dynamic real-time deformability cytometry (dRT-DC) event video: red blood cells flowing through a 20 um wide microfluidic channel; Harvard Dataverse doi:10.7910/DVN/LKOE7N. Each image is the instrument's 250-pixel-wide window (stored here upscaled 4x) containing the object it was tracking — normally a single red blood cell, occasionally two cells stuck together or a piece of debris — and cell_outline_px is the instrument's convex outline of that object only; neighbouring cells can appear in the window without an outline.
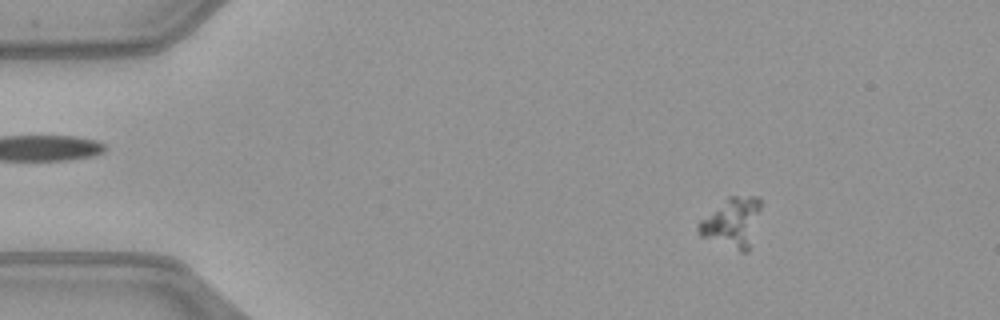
{"species": "common noctule bat (a hibernating species)", "species_latin": "Nyctalus noctula", "temperature_condition": "warm", "stored_images_in_passage": 53, "camera_frame_rate_fps": 3000, "um_per_image_px": 0.085, "animal": {"sex": "female", "body_mass_g": 21.9}, "frame": {"image": 1, "passage_image": 8, "time_ms": 2.333, "image_size_px": [1000, 320], "cell_outline_px": [[760, 208], [748, 252], [740, 252], [700, 236], [696, 232], [696, 224], [700, 220], [728, 196], [756, 196], [760, 200]], "centroid_in_image_um": [62.18, 18.91], "position_along_channel_um": 22.8, "area_um2": 17.92}}
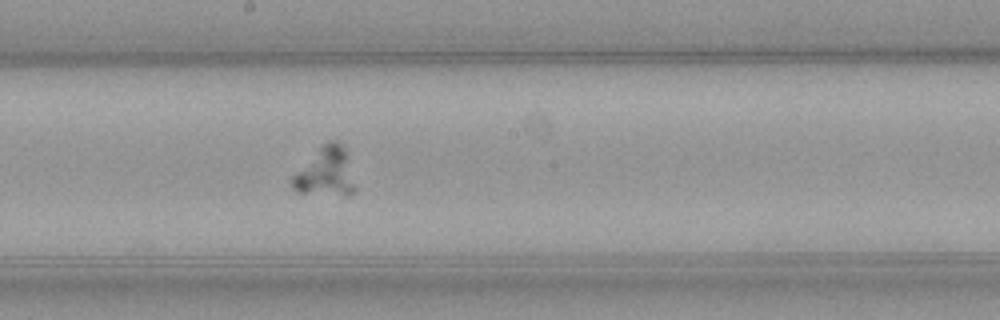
{"frame": {"image": 2, "passage_image": 29, "time_ms": 9.333, "image_size_px": [1000, 320], "cell_outline_px": [[356, 188], [352, 192], [296, 192], [292, 188], [292, 176], [328, 140], [336, 140], [344, 148]], "centroid_in_image_um": [27.66, 14.58], "position_along_channel_um": 220.5, "area_um2": 16.59}}
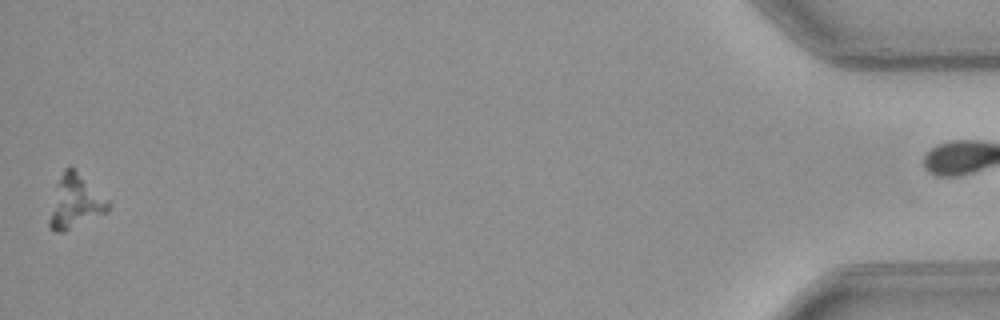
{"frame": {"image": 3, "passage_image": 52, "time_ms": 17.0, "image_size_px": [1000, 320], "cell_outline_px": [[112, 204], [108, 212], [64, 232], [56, 232], [48, 228], [48, 220], [56, 184], [64, 168], [72, 168], [108, 200]], "centroid_in_image_um": [6.38, 17.21], "position_along_channel_um": 428.8, "area_um2": 18.03}}